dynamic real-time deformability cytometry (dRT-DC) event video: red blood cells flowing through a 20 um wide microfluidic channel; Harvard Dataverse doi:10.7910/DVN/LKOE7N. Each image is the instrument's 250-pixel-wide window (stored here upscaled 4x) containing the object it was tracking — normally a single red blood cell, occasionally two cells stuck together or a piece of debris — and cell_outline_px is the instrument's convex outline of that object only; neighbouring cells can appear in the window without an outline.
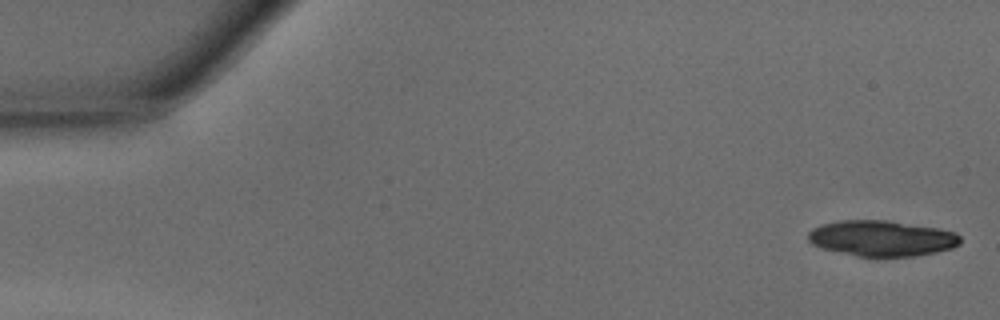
{"species": "common noctule bat (a hibernating species)", "species_latin": "Nyctalus noctula", "temperature_condition": "warm", "stored_images_in_passage": 14, "camera_frame_rate_fps": 3000, "um_per_image_px": 0.085, "animal": {"sex": "male", "body_mass_g": 15.6}, "frame": {"image": 1, "passage_image": 1, "time_ms": 0.0, "image_size_px": [1000, 320], "cell_outline_px": [[960, 244], [952, 248], [936, 252], [916, 256], [856, 256], [824, 248], [812, 244], [808, 240], [808, 232], [812, 228], [820, 224], [836, 220], [888, 220], [940, 228], [956, 232], [960, 236]], "centroid_in_image_um": [74.96, 20.24], "position_along_channel_um": 10.0, "area_um2": 31.85}}